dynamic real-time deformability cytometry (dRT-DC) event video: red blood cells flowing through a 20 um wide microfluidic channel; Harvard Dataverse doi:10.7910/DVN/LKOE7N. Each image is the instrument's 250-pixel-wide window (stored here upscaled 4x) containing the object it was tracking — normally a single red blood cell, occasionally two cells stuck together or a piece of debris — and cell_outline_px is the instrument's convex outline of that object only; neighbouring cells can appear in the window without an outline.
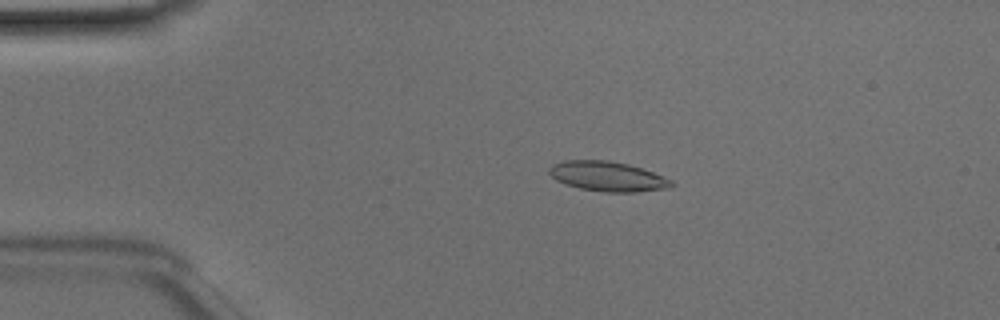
{"species": "Egyptian fruit bat (a non-hibernating species)", "species_latin": "Rousettus aegyptiacus", "temperature_condition": "room temperature", "stored_images_in_passage": 48, "camera_frame_rate_fps": 3000, "um_per_image_px": 0.085, "animal": {"sex": "male"}, "frame": {"image": 1, "passage_image": 9, "time_ms": 2.667, "image_size_px": [1000, 320], "cell_outline_px": [[672, 188], [636, 192], [604, 192], [580, 188], [556, 180], [548, 172], [548, 168], [552, 164], [564, 160], [608, 160], [628, 164], [664, 176], [672, 180]], "centroid_in_image_um": [51.65, 14.99], "position_along_channel_um": 33.4, "area_um2": 21.21}}
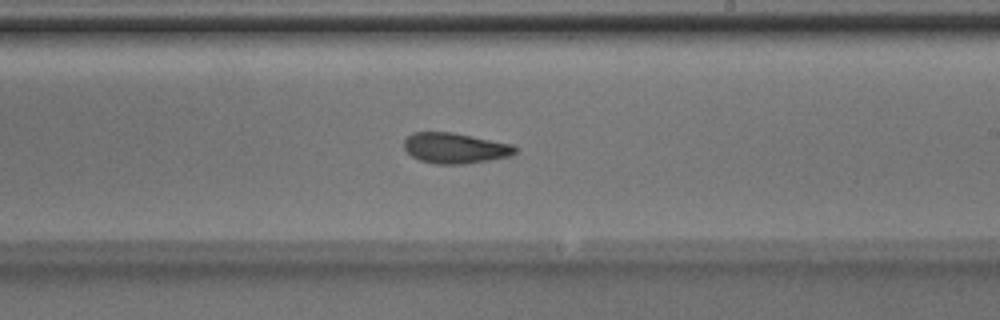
{"frame": {"image": 2, "passage_image": 28, "time_ms": 9.0, "image_size_px": [1000, 320], "cell_outline_px": [[516, 152], [512, 156], [464, 164], [436, 164], [420, 160], [412, 156], [404, 148], [404, 140], [412, 132], [452, 132], [512, 144], [516, 148]], "centroid_in_image_um": [38.67, 12.59], "position_along_channel_um": 250.3, "area_um2": 19.71}}
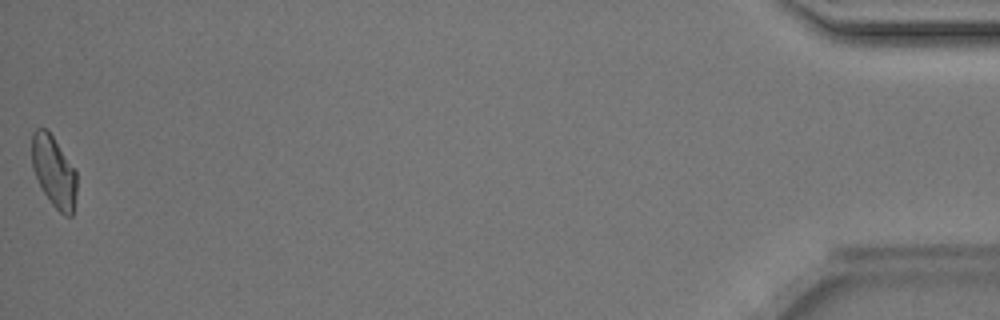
{"frame": {"image": 3, "passage_image": 48, "time_ms": 15.667, "image_size_px": [1000, 320], "cell_outline_px": [[76, 192], [72, 216], [64, 216], [52, 204], [44, 192], [32, 168], [32, 132], [36, 128], [48, 128], [76, 172]], "centroid_in_image_um": [4.57, 14.55], "position_along_channel_um": 430.6, "area_um2": 18.44}, "authors_computed_cell_mechanics": {"area_um2": 20.1433, "velocity_mm_per_s": 4.1433, "shape_relaxation_time_tau1_ms": 8.4133, "shape_relaxation_time_tau2_ms": 4.154, "deformation_change_tau1": 0.179, "deformation_change_tau2": 0.1007}}